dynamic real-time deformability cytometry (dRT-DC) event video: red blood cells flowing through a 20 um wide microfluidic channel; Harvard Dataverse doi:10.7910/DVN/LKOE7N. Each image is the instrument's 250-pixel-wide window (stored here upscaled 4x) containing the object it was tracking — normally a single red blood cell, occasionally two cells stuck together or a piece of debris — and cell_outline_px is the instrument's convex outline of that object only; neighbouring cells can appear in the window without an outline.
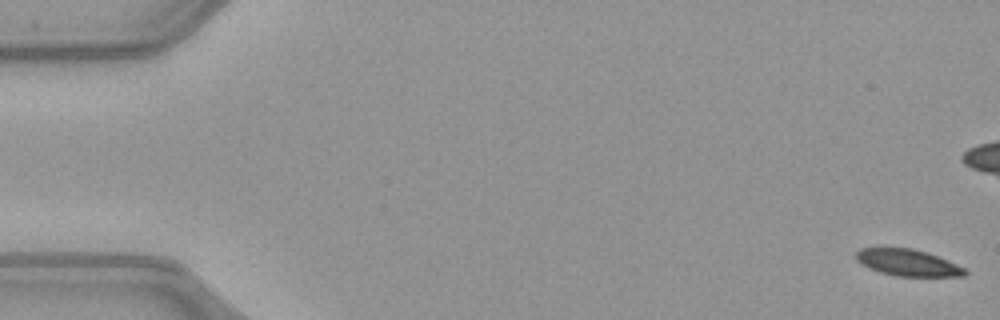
{"species": "common noctule bat (a hibernating species)", "species_latin": "Nyctalus noctula", "temperature_condition": "warm", "stored_images_in_passage": 53, "camera_frame_rate_fps": 3000, "um_per_image_px": 0.085, "animal": {"sex": "female", "body_mass_g": 21.9}, "frame": {"image": 1, "passage_image": 1, "time_ms": 0.0, "image_size_px": [1000, 320], "cell_outline_px": [[968, 272], [964, 276], [896, 276], [880, 272], [868, 268], [860, 264], [856, 260], [856, 252], [860, 248], [880, 244], [912, 248], [928, 252], [956, 264], [964, 268]], "centroid_in_image_um": [77.05, 22.26], "position_along_channel_um": 8.0, "area_um2": 17.63}}
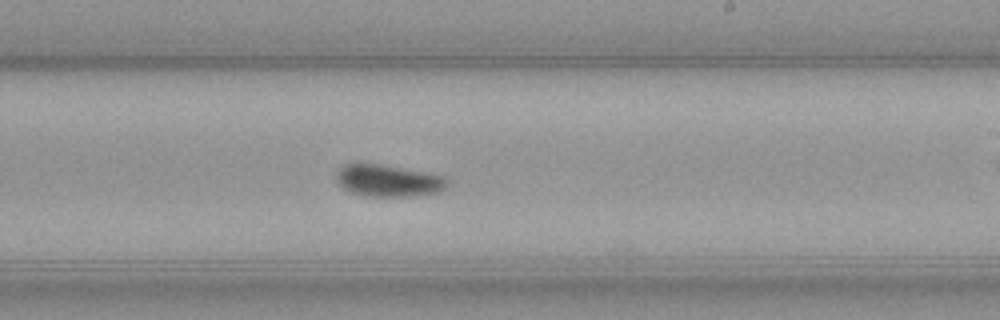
{"frame": {"image": 2, "passage_image": 31, "time_ms": 10.0, "image_size_px": [1000, 320], "cell_outline_px": [[448, 184], [440, 192], [408, 196], [364, 196], [352, 192], [344, 188], [336, 180], [336, 172], [344, 164], [360, 160], [428, 172], [444, 176], [448, 180]], "centroid_in_image_um": [32.96, 15.3], "position_along_channel_um": 256.0, "area_um2": 21.21}}
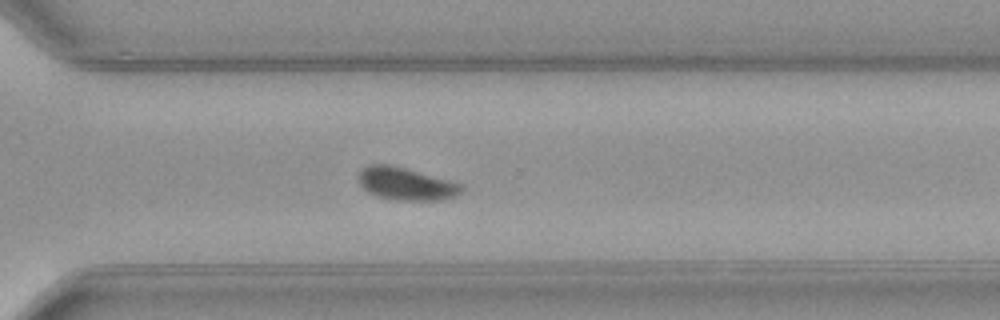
{"frame": {"image": 3, "passage_image": 37, "time_ms": 12.0, "image_size_px": [1000, 320], "cell_outline_px": [[464, 188], [456, 196], [440, 200], [396, 200], [376, 196], [368, 192], [360, 184], [356, 176], [368, 164], [388, 164], [452, 180], [464, 184]], "centroid_in_image_um": [34.53, 15.62], "position_along_channel_um": 336.1, "area_um2": 19.71}, "authors_computed_cell_mechanics": {"area_um2": 19.3052, "velocity_mm_per_s": 4.0013, "shape_relaxation_time_tau1_ms": 3.2094, "shape_relaxation_time_tau2_ms": 2.0092, "deformation_change_tau1": 0.1331, "deformation_change_tau2": 0.0426}}